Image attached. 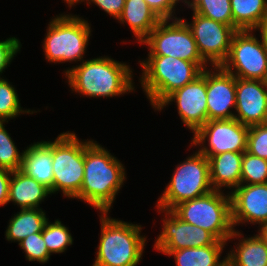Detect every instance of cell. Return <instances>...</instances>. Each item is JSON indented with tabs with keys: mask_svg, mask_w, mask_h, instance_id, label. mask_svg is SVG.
<instances>
[{
	"mask_svg": "<svg viewBox=\"0 0 267 266\" xmlns=\"http://www.w3.org/2000/svg\"><path fill=\"white\" fill-rule=\"evenodd\" d=\"M126 168L117 157L94 140H85L84 179L73 198L108 213L126 180Z\"/></svg>",
	"mask_w": 267,
	"mask_h": 266,
	"instance_id": "cell-1",
	"label": "cell"
},
{
	"mask_svg": "<svg viewBox=\"0 0 267 266\" xmlns=\"http://www.w3.org/2000/svg\"><path fill=\"white\" fill-rule=\"evenodd\" d=\"M129 66L108 56H101L68 67L64 75L71 91L86 97L108 98L135 91L134 76Z\"/></svg>",
	"mask_w": 267,
	"mask_h": 266,
	"instance_id": "cell-2",
	"label": "cell"
},
{
	"mask_svg": "<svg viewBox=\"0 0 267 266\" xmlns=\"http://www.w3.org/2000/svg\"><path fill=\"white\" fill-rule=\"evenodd\" d=\"M100 215L101 234L92 266H137L142 259L146 236L142 226Z\"/></svg>",
	"mask_w": 267,
	"mask_h": 266,
	"instance_id": "cell-3",
	"label": "cell"
},
{
	"mask_svg": "<svg viewBox=\"0 0 267 266\" xmlns=\"http://www.w3.org/2000/svg\"><path fill=\"white\" fill-rule=\"evenodd\" d=\"M147 58L139 61L143 71L139 80L154 109L168 95L195 80L209 67L207 64H195L171 56Z\"/></svg>",
	"mask_w": 267,
	"mask_h": 266,
	"instance_id": "cell-4",
	"label": "cell"
},
{
	"mask_svg": "<svg viewBox=\"0 0 267 266\" xmlns=\"http://www.w3.org/2000/svg\"><path fill=\"white\" fill-rule=\"evenodd\" d=\"M182 221L210 232L218 241L227 242L235 228L232 223L230 193L213 190L184 201L171 210Z\"/></svg>",
	"mask_w": 267,
	"mask_h": 266,
	"instance_id": "cell-5",
	"label": "cell"
},
{
	"mask_svg": "<svg viewBox=\"0 0 267 266\" xmlns=\"http://www.w3.org/2000/svg\"><path fill=\"white\" fill-rule=\"evenodd\" d=\"M56 16L50 20L43 41L45 59L55 64L84 61L91 25L76 14Z\"/></svg>",
	"mask_w": 267,
	"mask_h": 266,
	"instance_id": "cell-6",
	"label": "cell"
},
{
	"mask_svg": "<svg viewBox=\"0 0 267 266\" xmlns=\"http://www.w3.org/2000/svg\"><path fill=\"white\" fill-rule=\"evenodd\" d=\"M213 190L208 158L199 151H195V154L188 156L176 166L170 182L166 185L162 196L158 198L155 207L161 210H172L184 201L204 196Z\"/></svg>",
	"mask_w": 267,
	"mask_h": 266,
	"instance_id": "cell-7",
	"label": "cell"
},
{
	"mask_svg": "<svg viewBox=\"0 0 267 266\" xmlns=\"http://www.w3.org/2000/svg\"><path fill=\"white\" fill-rule=\"evenodd\" d=\"M85 141L74 132H63L52 142L53 194L62 191L63 196L73 199L84 179Z\"/></svg>",
	"mask_w": 267,
	"mask_h": 266,
	"instance_id": "cell-8",
	"label": "cell"
},
{
	"mask_svg": "<svg viewBox=\"0 0 267 266\" xmlns=\"http://www.w3.org/2000/svg\"><path fill=\"white\" fill-rule=\"evenodd\" d=\"M171 21L161 20L140 43L148 47V56H171L195 64H207L199 54L187 24L179 17Z\"/></svg>",
	"mask_w": 267,
	"mask_h": 266,
	"instance_id": "cell-9",
	"label": "cell"
},
{
	"mask_svg": "<svg viewBox=\"0 0 267 266\" xmlns=\"http://www.w3.org/2000/svg\"><path fill=\"white\" fill-rule=\"evenodd\" d=\"M253 32L238 30L234 33L229 55L221 67L236 78L265 81L267 45L262 38L258 40Z\"/></svg>",
	"mask_w": 267,
	"mask_h": 266,
	"instance_id": "cell-10",
	"label": "cell"
},
{
	"mask_svg": "<svg viewBox=\"0 0 267 266\" xmlns=\"http://www.w3.org/2000/svg\"><path fill=\"white\" fill-rule=\"evenodd\" d=\"M248 132L249 126L241 124L235 118L209 120L193 134L191 146H201L198 151L207 158L229 151L245 152Z\"/></svg>",
	"mask_w": 267,
	"mask_h": 266,
	"instance_id": "cell-11",
	"label": "cell"
},
{
	"mask_svg": "<svg viewBox=\"0 0 267 266\" xmlns=\"http://www.w3.org/2000/svg\"><path fill=\"white\" fill-rule=\"evenodd\" d=\"M192 18L191 23L183 18L182 20L190 28L199 54L209 66H221L229 55L231 41L236 30L232 26L195 12Z\"/></svg>",
	"mask_w": 267,
	"mask_h": 266,
	"instance_id": "cell-12",
	"label": "cell"
},
{
	"mask_svg": "<svg viewBox=\"0 0 267 266\" xmlns=\"http://www.w3.org/2000/svg\"><path fill=\"white\" fill-rule=\"evenodd\" d=\"M165 213L162 231L155 240L154 250L173 251L183 248H200L208 245H226L227 242L218 241L210 232L186 223L178 218L171 210L158 209Z\"/></svg>",
	"mask_w": 267,
	"mask_h": 266,
	"instance_id": "cell-13",
	"label": "cell"
},
{
	"mask_svg": "<svg viewBox=\"0 0 267 266\" xmlns=\"http://www.w3.org/2000/svg\"><path fill=\"white\" fill-rule=\"evenodd\" d=\"M206 93V69L192 82L168 95L155 110H163L171 102H175L182 123L195 133L208 121Z\"/></svg>",
	"mask_w": 267,
	"mask_h": 266,
	"instance_id": "cell-14",
	"label": "cell"
},
{
	"mask_svg": "<svg viewBox=\"0 0 267 266\" xmlns=\"http://www.w3.org/2000/svg\"><path fill=\"white\" fill-rule=\"evenodd\" d=\"M206 69L207 116L209 120L234 118L236 107V77L221 66Z\"/></svg>",
	"mask_w": 267,
	"mask_h": 266,
	"instance_id": "cell-15",
	"label": "cell"
},
{
	"mask_svg": "<svg viewBox=\"0 0 267 266\" xmlns=\"http://www.w3.org/2000/svg\"><path fill=\"white\" fill-rule=\"evenodd\" d=\"M230 193L232 223L258 224L267 222V183L240 184Z\"/></svg>",
	"mask_w": 267,
	"mask_h": 266,
	"instance_id": "cell-16",
	"label": "cell"
},
{
	"mask_svg": "<svg viewBox=\"0 0 267 266\" xmlns=\"http://www.w3.org/2000/svg\"><path fill=\"white\" fill-rule=\"evenodd\" d=\"M234 118L246 126L267 123V84L261 80L236 78Z\"/></svg>",
	"mask_w": 267,
	"mask_h": 266,
	"instance_id": "cell-17",
	"label": "cell"
},
{
	"mask_svg": "<svg viewBox=\"0 0 267 266\" xmlns=\"http://www.w3.org/2000/svg\"><path fill=\"white\" fill-rule=\"evenodd\" d=\"M52 141L34 142L23 150L20 171L37 180L53 194Z\"/></svg>",
	"mask_w": 267,
	"mask_h": 266,
	"instance_id": "cell-18",
	"label": "cell"
},
{
	"mask_svg": "<svg viewBox=\"0 0 267 266\" xmlns=\"http://www.w3.org/2000/svg\"><path fill=\"white\" fill-rule=\"evenodd\" d=\"M244 152H224L208 158L210 182L214 190L228 188L232 192L241 184Z\"/></svg>",
	"mask_w": 267,
	"mask_h": 266,
	"instance_id": "cell-19",
	"label": "cell"
},
{
	"mask_svg": "<svg viewBox=\"0 0 267 266\" xmlns=\"http://www.w3.org/2000/svg\"><path fill=\"white\" fill-rule=\"evenodd\" d=\"M50 190L37 180L30 178L20 170L12 172L9 182L8 203L14 202L21 209H42L39 207Z\"/></svg>",
	"mask_w": 267,
	"mask_h": 266,
	"instance_id": "cell-20",
	"label": "cell"
},
{
	"mask_svg": "<svg viewBox=\"0 0 267 266\" xmlns=\"http://www.w3.org/2000/svg\"><path fill=\"white\" fill-rule=\"evenodd\" d=\"M242 235L243 233L235 229L228 239L240 238L236 249L233 248L226 255L227 263L230 266H267V243L258 233L253 237H241Z\"/></svg>",
	"mask_w": 267,
	"mask_h": 266,
	"instance_id": "cell-21",
	"label": "cell"
},
{
	"mask_svg": "<svg viewBox=\"0 0 267 266\" xmlns=\"http://www.w3.org/2000/svg\"><path fill=\"white\" fill-rule=\"evenodd\" d=\"M117 20L128 24L139 44L161 21L145 0H125L123 12Z\"/></svg>",
	"mask_w": 267,
	"mask_h": 266,
	"instance_id": "cell-22",
	"label": "cell"
},
{
	"mask_svg": "<svg viewBox=\"0 0 267 266\" xmlns=\"http://www.w3.org/2000/svg\"><path fill=\"white\" fill-rule=\"evenodd\" d=\"M225 245H208L200 248H183L173 251H159L170 257L173 256L175 266H224L227 257L221 259Z\"/></svg>",
	"mask_w": 267,
	"mask_h": 266,
	"instance_id": "cell-23",
	"label": "cell"
},
{
	"mask_svg": "<svg viewBox=\"0 0 267 266\" xmlns=\"http://www.w3.org/2000/svg\"><path fill=\"white\" fill-rule=\"evenodd\" d=\"M48 219L42 209H21L9 220L6 240L19 243L32 233L42 232Z\"/></svg>",
	"mask_w": 267,
	"mask_h": 266,
	"instance_id": "cell-24",
	"label": "cell"
},
{
	"mask_svg": "<svg viewBox=\"0 0 267 266\" xmlns=\"http://www.w3.org/2000/svg\"><path fill=\"white\" fill-rule=\"evenodd\" d=\"M233 28L238 30H254L259 27L267 14V0H230Z\"/></svg>",
	"mask_w": 267,
	"mask_h": 266,
	"instance_id": "cell-25",
	"label": "cell"
},
{
	"mask_svg": "<svg viewBox=\"0 0 267 266\" xmlns=\"http://www.w3.org/2000/svg\"><path fill=\"white\" fill-rule=\"evenodd\" d=\"M42 237L50 254L63 253L68 246L73 244V238L68 227L58 219L53 223L46 221L42 230Z\"/></svg>",
	"mask_w": 267,
	"mask_h": 266,
	"instance_id": "cell-26",
	"label": "cell"
},
{
	"mask_svg": "<svg viewBox=\"0 0 267 266\" xmlns=\"http://www.w3.org/2000/svg\"><path fill=\"white\" fill-rule=\"evenodd\" d=\"M20 105V100L14 86L4 77L0 78V121L8 122V120L14 119L23 113H37L30 109L24 110Z\"/></svg>",
	"mask_w": 267,
	"mask_h": 266,
	"instance_id": "cell-27",
	"label": "cell"
},
{
	"mask_svg": "<svg viewBox=\"0 0 267 266\" xmlns=\"http://www.w3.org/2000/svg\"><path fill=\"white\" fill-rule=\"evenodd\" d=\"M193 12L233 27L230 0H196L190 6Z\"/></svg>",
	"mask_w": 267,
	"mask_h": 266,
	"instance_id": "cell-28",
	"label": "cell"
},
{
	"mask_svg": "<svg viewBox=\"0 0 267 266\" xmlns=\"http://www.w3.org/2000/svg\"><path fill=\"white\" fill-rule=\"evenodd\" d=\"M5 123L0 121V168L11 172L20 170L22 164V153L17 149L11 136L5 129Z\"/></svg>",
	"mask_w": 267,
	"mask_h": 266,
	"instance_id": "cell-29",
	"label": "cell"
},
{
	"mask_svg": "<svg viewBox=\"0 0 267 266\" xmlns=\"http://www.w3.org/2000/svg\"><path fill=\"white\" fill-rule=\"evenodd\" d=\"M265 183H267V160L245 151L242 157L241 184Z\"/></svg>",
	"mask_w": 267,
	"mask_h": 266,
	"instance_id": "cell-30",
	"label": "cell"
},
{
	"mask_svg": "<svg viewBox=\"0 0 267 266\" xmlns=\"http://www.w3.org/2000/svg\"><path fill=\"white\" fill-rule=\"evenodd\" d=\"M18 245L25 252L26 260L37 261L39 263H47L51 254L45 245V241L42 237V232L32 233L25 239L20 241Z\"/></svg>",
	"mask_w": 267,
	"mask_h": 266,
	"instance_id": "cell-31",
	"label": "cell"
},
{
	"mask_svg": "<svg viewBox=\"0 0 267 266\" xmlns=\"http://www.w3.org/2000/svg\"><path fill=\"white\" fill-rule=\"evenodd\" d=\"M247 152L267 160V123L249 127Z\"/></svg>",
	"mask_w": 267,
	"mask_h": 266,
	"instance_id": "cell-32",
	"label": "cell"
},
{
	"mask_svg": "<svg viewBox=\"0 0 267 266\" xmlns=\"http://www.w3.org/2000/svg\"><path fill=\"white\" fill-rule=\"evenodd\" d=\"M21 46L20 40L15 37L0 41V78H2L3 71L11 64L15 55L20 51Z\"/></svg>",
	"mask_w": 267,
	"mask_h": 266,
	"instance_id": "cell-33",
	"label": "cell"
},
{
	"mask_svg": "<svg viewBox=\"0 0 267 266\" xmlns=\"http://www.w3.org/2000/svg\"><path fill=\"white\" fill-rule=\"evenodd\" d=\"M161 20L178 19L174 16L178 0H145Z\"/></svg>",
	"mask_w": 267,
	"mask_h": 266,
	"instance_id": "cell-34",
	"label": "cell"
},
{
	"mask_svg": "<svg viewBox=\"0 0 267 266\" xmlns=\"http://www.w3.org/2000/svg\"><path fill=\"white\" fill-rule=\"evenodd\" d=\"M86 4L91 5V3L97 5L100 9L104 10L111 17L116 20L120 17L123 12L125 5V0H85Z\"/></svg>",
	"mask_w": 267,
	"mask_h": 266,
	"instance_id": "cell-35",
	"label": "cell"
},
{
	"mask_svg": "<svg viewBox=\"0 0 267 266\" xmlns=\"http://www.w3.org/2000/svg\"><path fill=\"white\" fill-rule=\"evenodd\" d=\"M11 176V171L0 168V206L8 204V190Z\"/></svg>",
	"mask_w": 267,
	"mask_h": 266,
	"instance_id": "cell-36",
	"label": "cell"
},
{
	"mask_svg": "<svg viewBox=\"0 0 267 266\" xmlns=\"http://www.w3.org/2000/svg\"><path fill=\"white\" fill-rule=\"evenodd\" d=\"M261 32V37L264 43L267 45V14L263 17L259 27L256 29V31Z\"/></svg>",
	"mask_w": 267,
	"mask_h": 266,
	"instance_id": "cell-37",
	"label": "cell"
},
{
	"mask_svg": "<svg viewBox=\"0 0 267 266\" xmlns=\"http://www.w3.org/2000/svg\"><path fill=\"white\" fill-rule=\"evenodd\" d=\"M259 229H258L259 236L267 243V222L262 224Z\"/></svg>",
	"mask_w": 267,
	"mask_h": 266,
	"instance_id": "cell-38",
	"label": "cell"
},
{
	"mask_svg": "<svg viewBox=\"0 0 267 266\" xmlns=\"http://www.w3.org/2000/svg\"><path fill=\"white\" fill-rule=\"evenodd\" d=\"M68 4V7L72 8L77 3L85 2V0H63Z\"/></svg>",
	"mask_w": 267,
	"mask_h": 266,
	"instance_id": "cell-39",
	"label": "cell"
},
{
	"mask_svg": "<svg viewBox=\"0 0 267 266\" xmlns=\"http://www.w3.org/2000/svg\"><path fill=\"white\" fill-rule=\"evenodd\" d=\"M196 0H178V3L179 2H182L184 3L186 6H188V8H190L191 5H193L195 3Z\"/></svg>",
	"mask_w": 267,
	"mask_h": 266,
	"instance_id": "cell-40",
	"label": "cell"
}]
</instances>
